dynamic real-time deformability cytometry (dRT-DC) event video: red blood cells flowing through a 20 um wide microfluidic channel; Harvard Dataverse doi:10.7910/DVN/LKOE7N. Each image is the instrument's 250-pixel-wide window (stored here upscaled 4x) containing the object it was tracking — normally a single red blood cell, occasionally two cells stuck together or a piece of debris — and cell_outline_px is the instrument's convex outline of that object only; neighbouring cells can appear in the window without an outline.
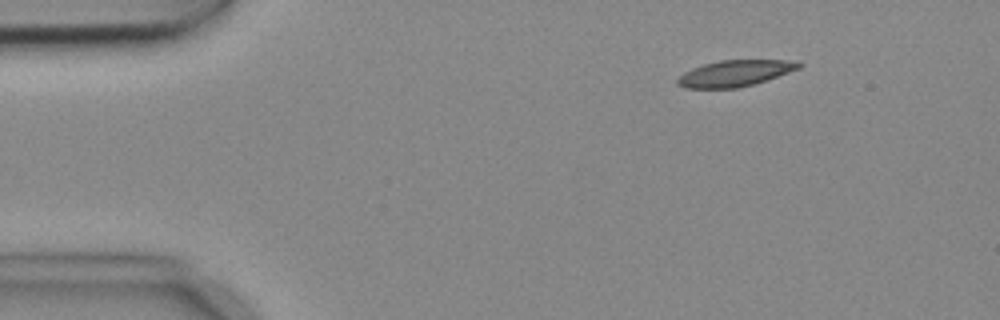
{"species": "common noctule bat (a hibernating species)", "species_latin": "Nyctalus noctula", "temperature_condition": "cold", "stored_images_in_passage": 4, "camera_frame_rate_fps": 3000, "um_per_image_px": 0.085, "animal": {"sex": "female", "body_mass_g": 18.4}, "frame": {"image": 1, "passage_image": 2, "time_ms": 0.333, "image_size_px": [1000, 320], "cell_outline_px": [[804, 64], [800, 68], [752, 84], [736, 88], [684, 88], [676, 84], [676, 80], [684, 72], [692, 68], [704, 64], [720, 60], [800, 60]], "centroid_in_image_um": [62.47, 6.22], "position_along_channel_um": 22.5, "area_um2": 18.44}}